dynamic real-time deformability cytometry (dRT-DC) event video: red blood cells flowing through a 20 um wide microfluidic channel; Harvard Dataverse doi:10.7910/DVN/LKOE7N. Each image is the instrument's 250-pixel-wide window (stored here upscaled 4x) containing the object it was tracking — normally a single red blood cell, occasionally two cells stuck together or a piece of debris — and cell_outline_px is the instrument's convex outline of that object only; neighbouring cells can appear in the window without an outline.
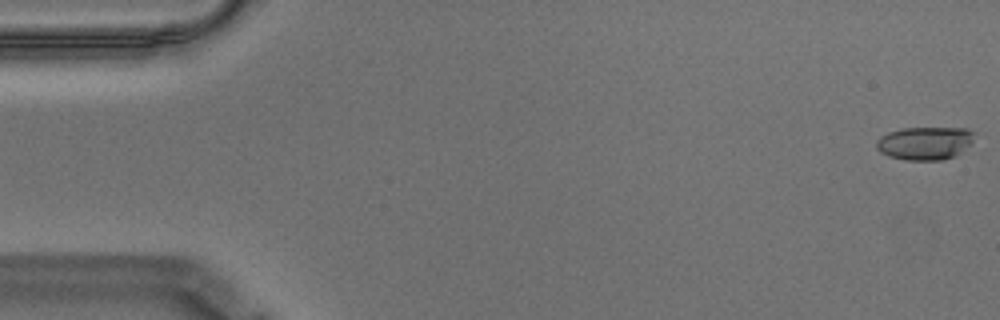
{"species": "Egyptian fruit bat (a non-hibernating species)", "species_latin": "Rousettus aegyptiacus", "temperature_condition": "warm", "stored_images_in_passage": 12, "camera_frame_rate_fps": 3000, "um_per_image_px": 0.085, "animal": {"sex": "male"}, "frame": {"image": 1, "passage_image": 1, "time_ms": 0.0, "image_size_px": [1000, 320], "cell_outline_px": [[976, 132], [972, 144], [956, 156], [940, 160], [904, 160], [888, 156], [880, 152], [876, 148], [876, 140], [880, 136], [888, 132], [904, 128], [968, 128]], "centroid_in_image_um": [78.64, 12.17], "position_along_channel_um": 6.4, "area_um2": 19.25}}